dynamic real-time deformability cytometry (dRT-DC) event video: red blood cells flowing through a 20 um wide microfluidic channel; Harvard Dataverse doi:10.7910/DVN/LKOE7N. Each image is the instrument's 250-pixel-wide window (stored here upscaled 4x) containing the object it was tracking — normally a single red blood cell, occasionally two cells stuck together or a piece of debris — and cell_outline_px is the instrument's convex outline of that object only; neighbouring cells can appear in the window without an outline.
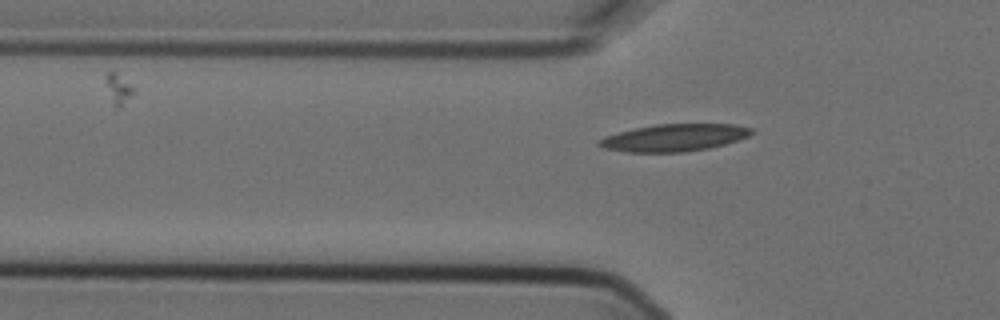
{"species": "Egyptian fruit bat (a non-hibernating species)", "species_latin": "Rousettus aegyptiacus", "temperature_condition": "cold", "stored_images_in_passage": 7, "camera_frame_rate_fps": 3000, "um_per_image_px": 0.085, "animal": {"sex": "female"}, "frame": {"image": 1, "passage_image": 7, "time_ms": 2.0, "image_size_px": [1000, 320], "cell_outline_px": [[756, 132], [748, 136], [724, 144], [708, 148], [684, 152], [624, 152], [604, 148], [596, 144], [596, 140], [604, 136], [636, 128], [656, 124], [736, 124], [752, 128]], "centroid_in_image_um": [57.29, 11.7], "position_along_channel_um": 68.5, "area_um2": 24.22}}